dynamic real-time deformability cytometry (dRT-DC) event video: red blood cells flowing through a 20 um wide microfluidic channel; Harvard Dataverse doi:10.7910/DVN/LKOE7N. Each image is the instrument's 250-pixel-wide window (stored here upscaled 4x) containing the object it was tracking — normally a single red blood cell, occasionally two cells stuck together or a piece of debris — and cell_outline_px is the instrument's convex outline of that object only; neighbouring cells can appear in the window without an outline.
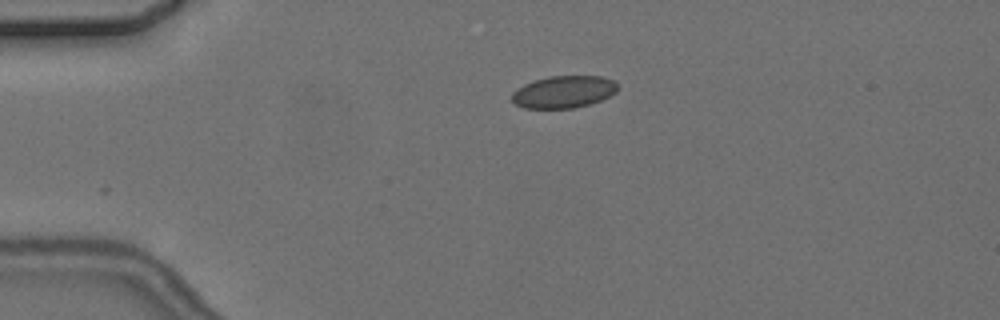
{"species": "common noctule bat (a hibernating species)", "species_latin": "Nyctalus noctula", "temperature_condition": "cold", "stored_images_in_passage": 4, "camera_frame_rate_fps": 3000, "um_per_image_px": 0.085, "animal": {"sex": "female", "body_mass_g": 24.6, "forearm_length_mm": 56.2}, "frame": {"image": 1, "passage_image": 1, "time_ms": 0.0, "image_size_px": [1000, 320], "cell_outline_px": [[616, 92], [600, 100], [588, 104], [572, 108], [524, 108], [516, 104], [512, 100], [512, 92], [524, 84], [548, 76], [604, 76], [612, 80], [616, 84]], "centroid_in_image_um": [47.89, 7.8], "position_along_channel_um": 37.1, "area_um2": 19.59}}
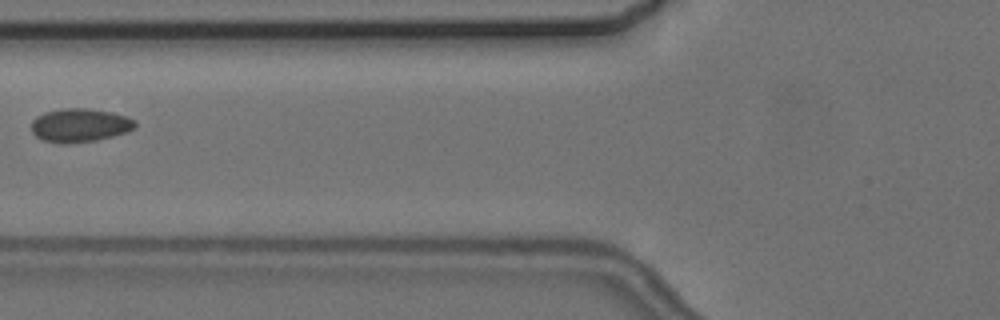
{"frame": {"image": 2, "passage_image": 3, "time_ms": 3.333, "image_size_px": [1000, 320], "cell_outline_px": [[136, 128], [128, 132], [96, 140], [64, 144], [60, 144], [44, 140], [36, 136], [32, 132], [32, 120], [36, 116], [44, 112], [64, 108], [84, 108], [112, 112], [136, 120]], "centroid_in_image_um": [6.79, 10.65], "position_along_channel_um": 119.0, "area_um2": 20.35}}
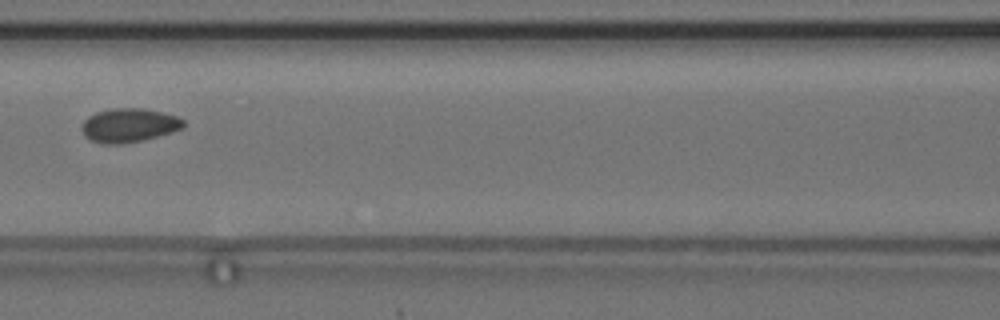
{"frame": {"image": 3, "passage_image": 4, "time_ms": 4.333, "image_size_px": [1000, 320], "cell_outline_px": [[184, 128], [172, 132], [144, 140], [120, 144], [100, 144], [84, 136], [80, 128], [84, 120], [88, 116], [96, 112], [112, 108], [140, 108], [160, 112], [176, 116], [184, 120]], "centroid_in_image_um": [10.93, 10.66], "position_along_channel_um": 155.7, "area_um2": 20.17}}